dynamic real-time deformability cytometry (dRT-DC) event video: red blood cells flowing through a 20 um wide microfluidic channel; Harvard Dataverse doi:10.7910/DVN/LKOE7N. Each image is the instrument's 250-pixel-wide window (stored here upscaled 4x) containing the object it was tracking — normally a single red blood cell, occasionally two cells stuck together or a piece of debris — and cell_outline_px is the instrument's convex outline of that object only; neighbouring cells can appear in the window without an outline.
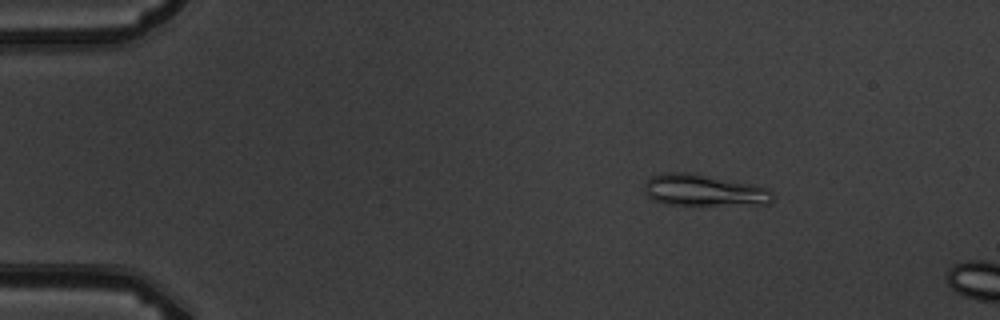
{"species": "common noctule bat (a hibernating species)", "species_latin": "Nyctalus noctula", "temperature_condition": "warm", "stored_images_in_passage": 5, "camera_frame_rate_fps": 3000, "um_per_image_px": 0.085, "animal": {"sex": "male", "body_mass_g": 19.5, "forearm_length_mm": 54.6}, "frame": {"image": 1, "passage_image": 3, "time_ms": 2.333, "image_size_px": [1000, 320], "cell_outline_px": [[776, 196], [768, 204], [668, 204], [652, 200], [644, 192], [644, 184], [652, 176], [660, 172], [692, 172], [752, 184], [768, 188]], "centroid_in_image_um": [59.81, 16.15], "position_along_channel_um": 25.2, "area_um2": 23.64}}